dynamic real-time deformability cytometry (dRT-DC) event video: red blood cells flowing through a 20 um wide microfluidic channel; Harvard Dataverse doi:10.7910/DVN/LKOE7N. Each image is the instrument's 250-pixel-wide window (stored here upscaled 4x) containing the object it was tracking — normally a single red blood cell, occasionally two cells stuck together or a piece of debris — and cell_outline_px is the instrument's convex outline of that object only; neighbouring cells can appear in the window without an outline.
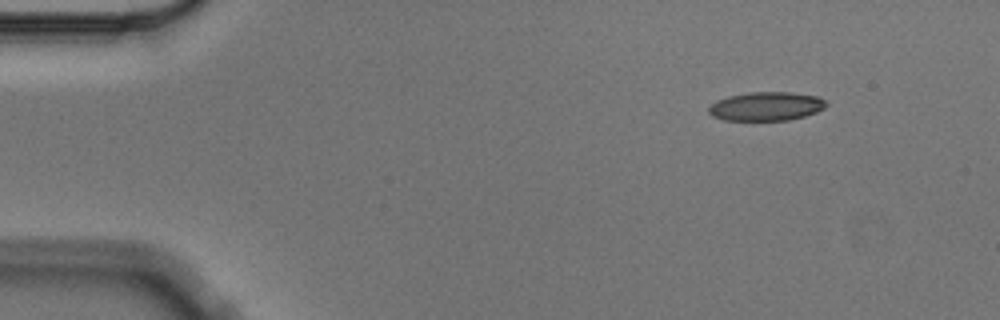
{"species": "Egyptian fruit bat (a non-hibernating species)", "species_latin": "Rousettus aegyptiacus", "temperature_condition": "cold", "stored_images_in_passage": 3, "camera_frame_rate_fps": 3000, "um_per_image_px": 0.085, "animal": {"sex": "male"}, "frame": {"image": 1, "passage_image": 1, "time_ms": 0.0, "image_size_px": [1000, 320], "cell_outline_px": [[828, 104], [824, 108], [816, 112], [804, 116], [788, 120], [724, 120], [712, 116], [708, 112], [708, 108], [716, 100], [728, 96], [748, 92], [792, 92], [820, 96]], "centroid_in_image_um": [65.13, 9.03], "position_along_channel_um": 19.9, "area_um2": 19.83}}
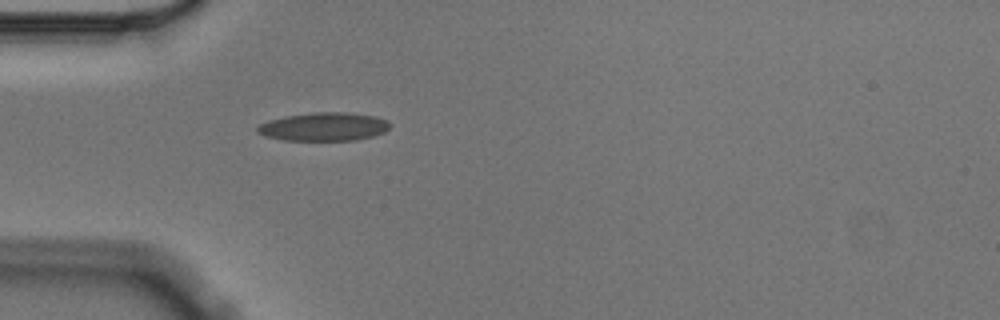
{"frame": {"image": 2, "passage_image": 3, "time_ms": 0.667, "image_size_px": [1000, 320], "cell_outline_px": [[392, 124], [384, 132], [372, 136], [356, 140], [284, 140], [264, 136], [256, 132], [256, 128], [260, 124], [268, 120], [284, 116], [312, 112], [344, 112], [376, 116], [388, 120]], "centroid_in_image_um": [27.52, 10.76], "position_along_channel_um": 57.5, "area_um2": 22.08}}